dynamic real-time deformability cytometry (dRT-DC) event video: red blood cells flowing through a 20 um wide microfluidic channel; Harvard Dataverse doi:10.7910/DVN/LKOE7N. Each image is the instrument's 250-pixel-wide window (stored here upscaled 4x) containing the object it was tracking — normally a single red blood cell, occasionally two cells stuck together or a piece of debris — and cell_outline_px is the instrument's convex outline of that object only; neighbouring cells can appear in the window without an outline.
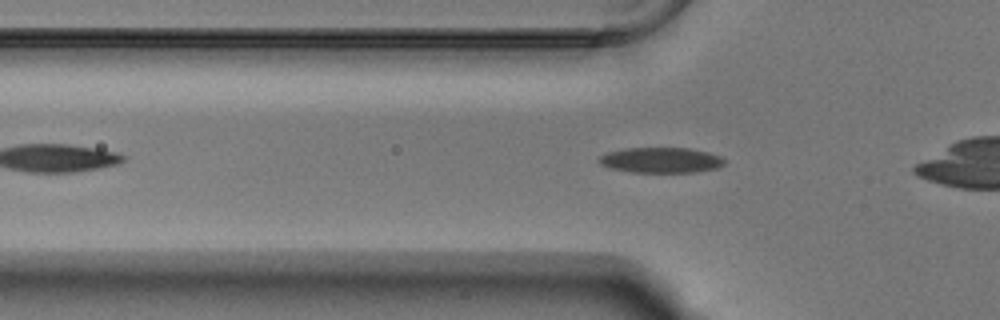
{"species": "Egyptian fruit bat (a non-hibernating species)", "species_latin": "Rousettus aegyptiacus", "temperature_condition": "warm", "stored_images_in_passage": 33, "camera_frame_rate_fps": 3000, "um_per_image_px": 0.085, "animal": {"sex": "male"}, "frame": {"image": 1, "passage_image": 7, "time_ms": 2.0, "image_size_px": [1000, 320], "cell_outline_px": [[724, 164], [716, 168], [696, 172], [632, 172], [608, 168], [600, 164], [596, 160], [600, 156], [608, 152], [624, 148], [688, 148], [708, 152], [720, 156], [724, 160]], "centroid_in_image_um": [56.13, 13.61], "position_along_channel_um": 69.7, "area_um2": 18.61}}
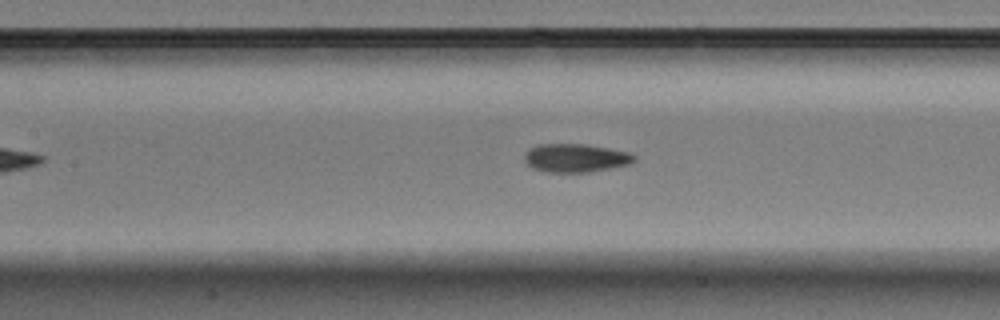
{"frame": {"image": 2, "passage_image": 14, "time_ms": 4.333, "image_size_px": [1000, 320], "cell_outline_px": [[636, 160], [628, 164], [588, 172], [548, 172], [532, 168], [524, 160], [524, 156], [528, 148], [540, 144], [588, 144], [632, 152], [636, 156]], "centroid_in_image_um": [48.94, 13.41], "position_along_channel_um": 158.5, "area_um2": 18.26}}
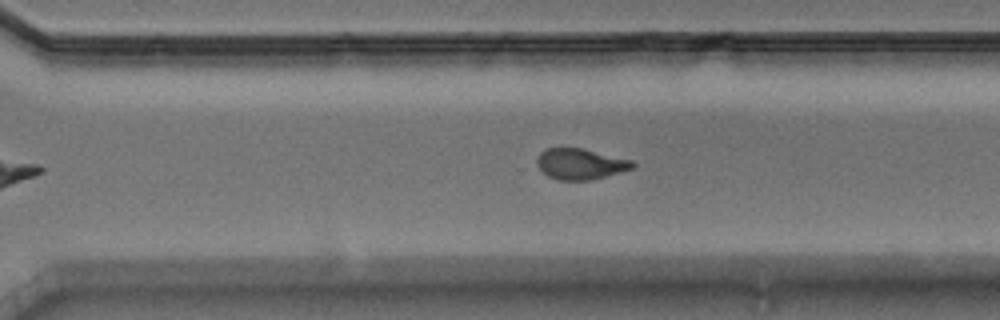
{"frame": {"image": 3, "passage_image": 27, "time_ms": 8.667, "image_size_px": [1000, 320], "cell_outline_px": [[636, 164], [632, 168], [620, 172], [592, 180], [556, 180], [548, 176], [536, 164], [536, 160], [540, 152], [548, 148], [584, 148], [632, 160]], "centroid_in_image_um": [49.33, 13.93], "position_along_channel_um": 321.3, "area_um2": 17.22}}